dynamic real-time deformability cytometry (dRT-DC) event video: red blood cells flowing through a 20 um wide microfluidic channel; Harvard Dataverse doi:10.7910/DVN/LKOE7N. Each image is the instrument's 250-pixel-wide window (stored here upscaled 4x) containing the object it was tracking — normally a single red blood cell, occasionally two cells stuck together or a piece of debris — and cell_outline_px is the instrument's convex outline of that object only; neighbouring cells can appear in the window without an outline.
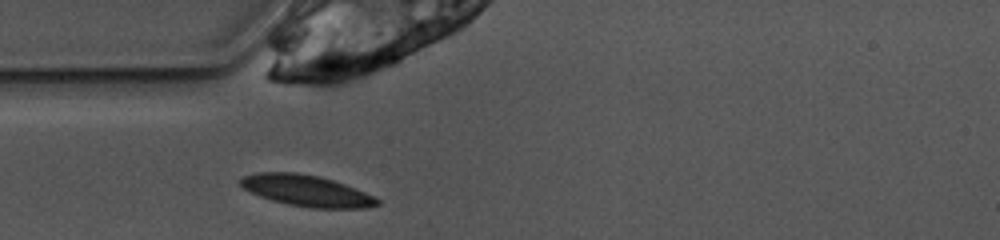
{"species": "common noctule bat (a hibernating species)", "species_latin": "Nyctalus noctula", "temperature_condition": "warm", "stored_images_in_passage": 38, "camera_frame_rate_fps": 3000, "um_per_image_px": 0.085, "animal": {"sex": "female", "body_mass_g": 10.0, "forearm_length_mm": 53.1}, "frame": {"image": 1, "passage_image": 1, "time_ms": 0.0, "image_size_px": [1000, 240], "cell_outline_px": [[380, 204], [364, 208], [312, 208], [288, 204], [272, 200], [260, 196], [244, 188], [240, 184], [240, 176], [260, 172], [296, 172], [320, 176], [344, 184], [376, 196], [380, 200]], "centroid_in_image_um": [26.07, 16.2], "position_along_channel_um": 58.9, "area_um2": 24.85}}
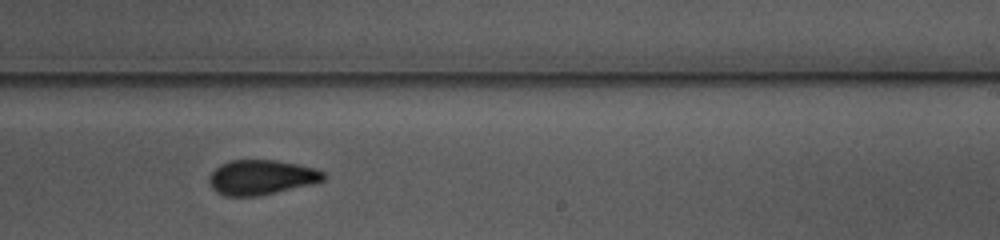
{"frame": {"image": 2, "passage_image": 17, "time_ms": 5.333, "image_size_px": [1000, 240], "cell_outline_px": [[328, 176], [324, 180], [312, 184], [260, 196], [224, 196], [216, 192], [208, 184], [208, 176], [220, 164], [228, 160], [276, 160], [316, 168], [324, 172]], "centroid_in_image_um": [22.2, 15.07], "position_along_channel_um": 266.8, "area_um2": 23.52}}
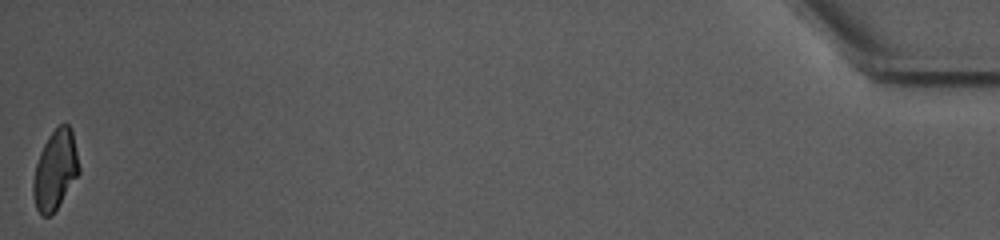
{"frame": {"image": 3, "passage_image": 38, "time_ms": 12.333, "image_size_px": [1000, 240], "cell_outline_px": [[80, 172], [52, 216], [44, 216], [36, 208], [32, 192], [32, 184], [36, 164], [40, 152], [48, 136], [60, 124], [68, 124], [72, 128], [80, 168]], "centroid_in_image_um": [4.7, 14.45], "position_along_channel_um": 430.5, "area_um2": 21.21}, "authors_computed_cell_mechanics": {"area_um2": 22.9177, "velocity_mm_per_s": 3.8799, "shape_relaxation_time_tau1_ms": 7.5246, "shape_relaxation_time_tau2_ms": 2.0744, "deformation_change_tau1": 0.1779, "deformation_change_tau2": 0.0643}}